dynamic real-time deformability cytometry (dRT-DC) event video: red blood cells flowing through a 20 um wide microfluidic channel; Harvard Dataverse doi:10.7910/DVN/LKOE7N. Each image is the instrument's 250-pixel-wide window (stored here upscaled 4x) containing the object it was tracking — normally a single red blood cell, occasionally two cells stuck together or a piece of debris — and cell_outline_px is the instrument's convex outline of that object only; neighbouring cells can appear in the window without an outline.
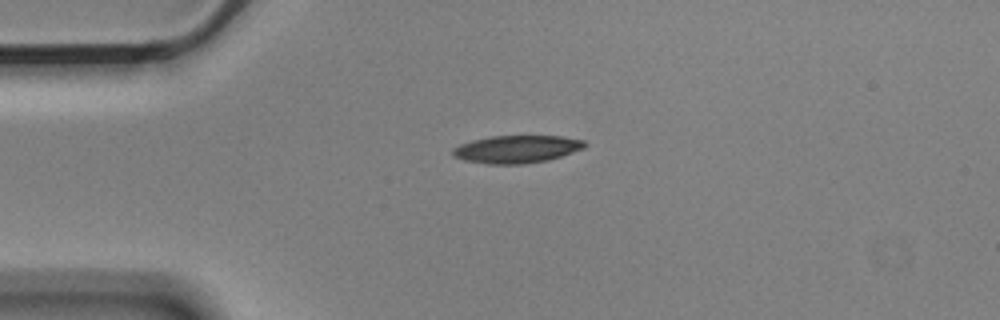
{"species": "Egyptian fruit bat (a non-hibernating species)", "species_latin": "Rousettus aegyptiacus", "temperature_condition": "cold", "stored_images_in_passage": 1, "camera_frame_rate_fps": 3000, "um_per_image_px": 0.085, "animal": {"sex": "male"}, "frame": {"image": 1, "passage_image": 1, "time_ms": 0.0, "image_size_px": [1000, 320], "cell_outline_px": [[588, 144], [584, 148], [548, 160], [524, 164], [488, 164], [464, 160], [452, 156], [452, 148], [460, 144], [472, 140], [492, 136], [560, 136], [584, 140]], "centroid_in_image_um": [43.9, 12.68], "position_along_channel_um": 41.1, "area_um2": 21.27}}